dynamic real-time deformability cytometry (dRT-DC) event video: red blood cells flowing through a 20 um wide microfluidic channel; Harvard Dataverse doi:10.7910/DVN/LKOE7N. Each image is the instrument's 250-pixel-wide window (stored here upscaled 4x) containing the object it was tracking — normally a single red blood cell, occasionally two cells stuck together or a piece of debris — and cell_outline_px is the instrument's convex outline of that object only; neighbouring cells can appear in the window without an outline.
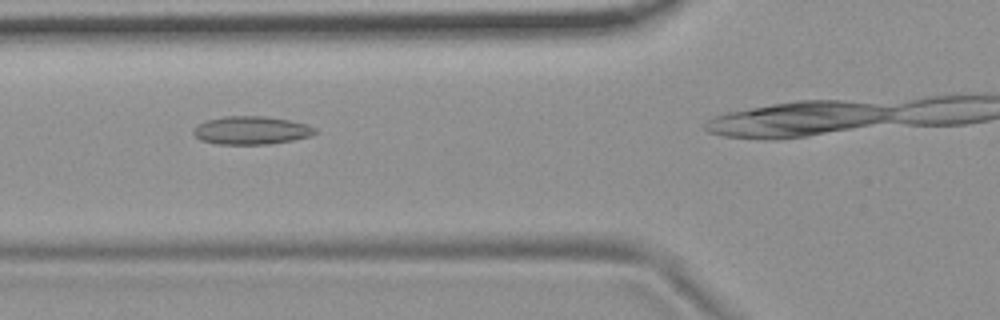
{"species": "common noctule bat (a hibernating species)", "species_latin": "Nyctalus noctula", "temperature_condition": "room temperature", "stored_images_in_passage": 31, "camera_frame_rate_fps": 3000, "um_per_image_px": 0.085, "animal": {"sex": "female", "body_mass_g": 19.9}, "frame": {"image": 1, "passage_image": 8, "time_ms": 2.333, "image_size_px": [1000, 320], "cell_outline_px": [[316, 132], [308, 136], [292, 140], [268, 144], [216, 144], [200, 140], [192, 132], [196, 124], [208, 120], [224, 116], [264, 116], [288, 120], [308, 124], [316, 128]], "centroid_in_image_um": [21.32, 11.07], "position_along_channel_um": 104.5, "area_um2": 19.88}}
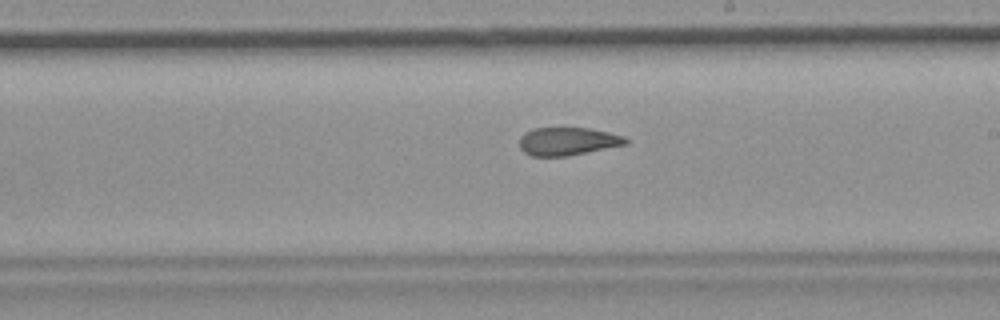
{"frame": {"image": 2, "passage_image": 19, "time_ms": 6.0, "image_size_px": [1000, 320], "cell_outline_px": [[628, 144], [568, 156], [532, 156], [524, 152], [520, 148], [520, 136], [532, 128], [588, 128], [608, 132], [624, 136], [628, 140]], "centroid_in_image_um": [48.25, 12.01], "position_along_channel_um": 240.7, "area_um2": 17.34}}
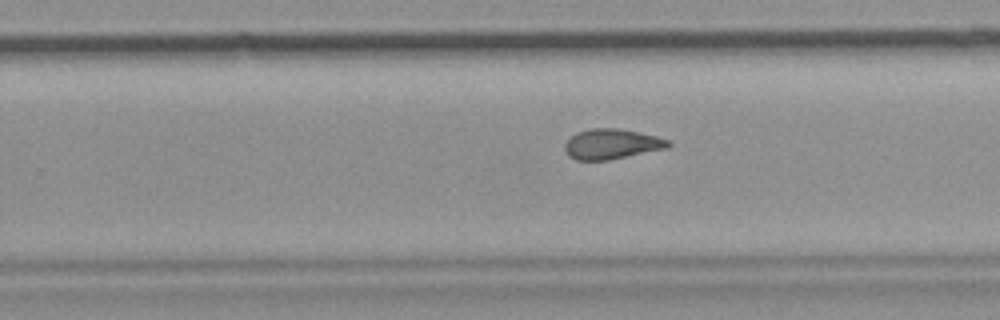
{"frame": {"image": 3, "passage_image": 22, "time_ms": 7.0, "image_size_px": [1000, 320], "cell_outline_px": [[672, 144], [668, 148], [608, 160], [576, 160], [568, 156], [564, 148], [564, 144], [576, 132], [592, 128], [620, 128], [640, 132], [672, 140]], "centroid_in_image_um": [52.02, 12.24], "position_along_channel_um": 277.8, "area_um2": 18.38}}